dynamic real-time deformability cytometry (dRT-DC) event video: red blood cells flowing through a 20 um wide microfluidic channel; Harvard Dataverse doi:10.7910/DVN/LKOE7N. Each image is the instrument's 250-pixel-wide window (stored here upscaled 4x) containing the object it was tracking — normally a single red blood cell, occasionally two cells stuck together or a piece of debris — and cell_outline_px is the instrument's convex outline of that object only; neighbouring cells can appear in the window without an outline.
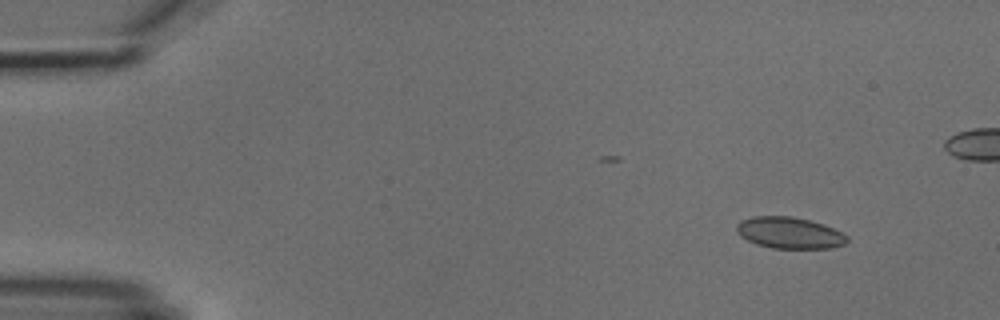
{"species": "common noctule bat (a hibernating species)", "species_latin": "Nyctalus noctula", "temperature_condition": "cold", "stored_images_in_passage": 4, "camera_frame_rate_fps": 3000, "um_per_image_px": 0.085, "animal": {"sex": "male", "body_mass_g": 18.8}, "frame": {"image": 1, "passage_image": 1, "time_ms": 0.0, "image_size_px": [1000, 320], "cell_outline_px": [[848, 240], [844, 244], [832, 248], [772, 248], [756, 244], [740, 236], [736, 232], [736, 224], [740, 220], [752, 216], [792, 216], [824, 224], [844, 232], [848, 236]], "centroid_in_image_um": [67.11, 19.78], "position_along_channel_um": 17.9, "area_um2": 20.46}}